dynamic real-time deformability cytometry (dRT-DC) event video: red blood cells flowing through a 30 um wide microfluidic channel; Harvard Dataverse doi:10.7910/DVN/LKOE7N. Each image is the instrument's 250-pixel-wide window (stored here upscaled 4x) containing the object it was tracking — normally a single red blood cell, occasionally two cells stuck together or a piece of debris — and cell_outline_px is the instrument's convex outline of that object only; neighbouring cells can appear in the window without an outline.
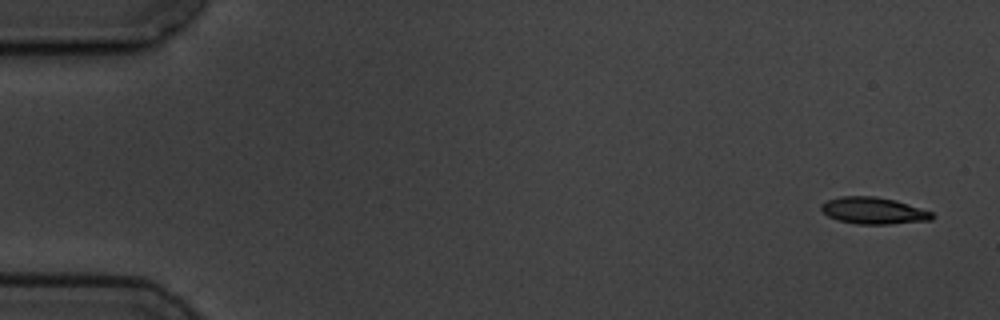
{"species": "common noctule bat (a hibernating species)", "species_latin": "Nyctalus noctula", "temperature_condition": "cold", "stored_images_in_passage": 5, "camera_frame_rate_fps": 3000, "um_per_image_px": 0.085, "animal": {"sex": "male", "body_mass_g": 19.5, "forearm_length_mm": 54.6}, "frame": {"image": 1, "passage_image": 1, "time_ms": 0.0, "image_size_px": [1000, 320], "cell_outline_px": [[936, 216], [932, 220], [888, 224], [856, 224], [836, 220], [828, 216], [820, 208], [820, 204], [828, 200], [840, 196], [876, 196], [896, 200], [932, 212]], "centroid_in_image_um": [74.24, 17.91], "position_along_channel_um": 10.8, "area_um2": 17.4}}
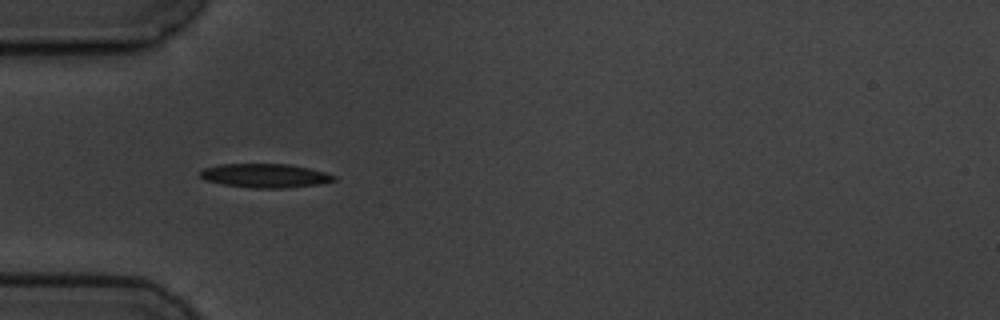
{"frame": {"image": 2, "passage_image": 4, "time_ms": 5.0, "image_size_px": [1000, 320], "cell_outline_px": [[336, 180], [320, 184], [284, 188], [252, 188], [224, 184], [204, 180], [200, 176], [200, 172], [204, 168], [220, 164], [288, 164], [308, 168], [324, 172], [336, 176]], "centroid_in_image_um": [22.53, 14.93], "position_along_channel_um": 62.5, "area_um2": 18.55}}
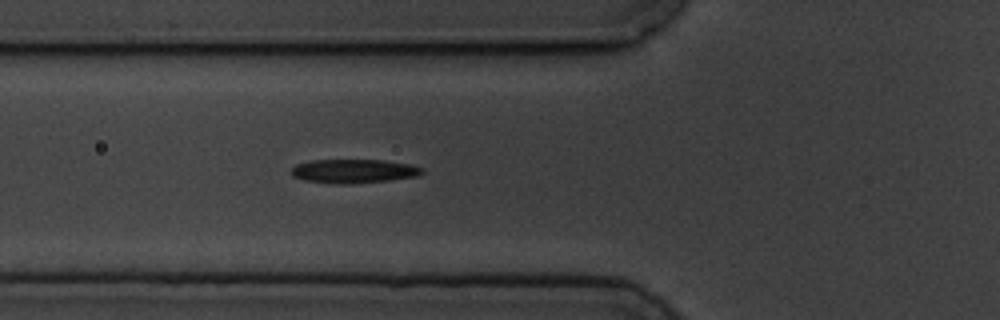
{"frame": {"image": 3, "passage_image": 5, "time_ms": 6.0, "image_size_px": [1000, 320], "cell_outline_px": [[424, 172], [420, 176], [388, 180], [348, 184], [336, 184], [304, 180], [292, 176], [292, 168], [296, 164], [312, 160], [384, 160], [412, 164], [424, 168]], "centroid_in_image_um": [30.11, 14.54], "position_along_channel_um": 95.7, "area_um2": 18.32}}